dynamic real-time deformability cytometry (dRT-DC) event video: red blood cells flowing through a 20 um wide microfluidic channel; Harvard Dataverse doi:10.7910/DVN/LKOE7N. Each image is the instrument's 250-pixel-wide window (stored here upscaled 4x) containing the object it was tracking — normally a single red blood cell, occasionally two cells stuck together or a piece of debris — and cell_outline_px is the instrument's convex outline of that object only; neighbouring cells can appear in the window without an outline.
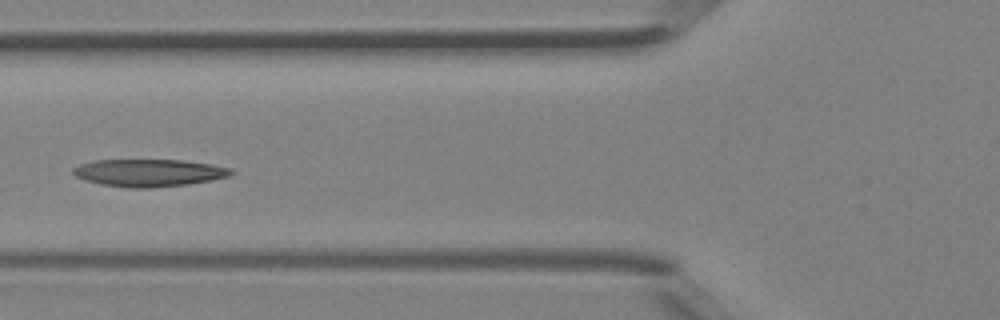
{"species": "Egyptian fruit bat (a non-hibernating species)", "species_latin": "Rousettus aegyptiacus", "temperature_condition": "room temperature", "stored_images_in_passage": 3, "camera_frame_rate_fps": 3000, "um_per_image_px": 0.085, "animal": {"sex": "female"}, "frame": {"image": 1, "passage_image": 3, "time_ms": 0.667, "image_size_px": [1000, 320], "cell_outline_px": [[236, 172], [228, 176], [212, 180], [188, 184], [152, 188], [128, 188], [100, 184], [84, 180], [76, 176], [72, 172], [72, 168], [80, 164], [92, 160], [184, 160], [212, 164], [232, 168]], "centroid_in_image_um": [12.67, 14.69], "position_along_channel_um": 113.1, "area_um2": 25.49}}